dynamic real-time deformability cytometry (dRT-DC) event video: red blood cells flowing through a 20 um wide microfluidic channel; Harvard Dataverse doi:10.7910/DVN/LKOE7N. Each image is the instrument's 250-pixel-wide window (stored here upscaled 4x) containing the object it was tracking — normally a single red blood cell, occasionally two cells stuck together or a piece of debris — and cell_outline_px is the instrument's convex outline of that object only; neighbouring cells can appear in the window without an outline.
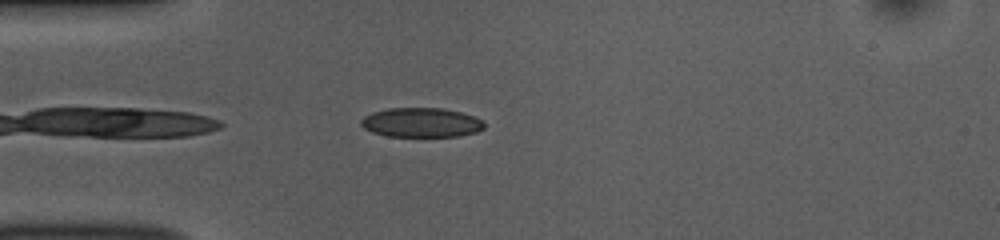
{"species": "common noctule bat (a hibernating species)", "species_latin": "Nyctalus noctula", "temperature_condition": "room temperature", "stored_images_in_passage": 38, "camera_frame_rate_fps": 3000, "um_per_image_px": 0.085, "animal": {"sex": "female", "body_mass_g": 10.0, "forearm_length_mm": 53.1}, "frame": {"image": 1, "passage_image": 3, "time_ms": 0.667, "image_size_px": [1000, 240], "cell_outline_px": [[484, 128], [476, 132], [456, 136], [388, 136], [372, 132], [364, 128], [360, 124], [360, 120], [364, 116], [372, 112], [388, 108], [440, 108], [460, 112], [476, 116], [484, 124]], "centroid_in_image_um": [35.78, 10.41], "position_along_channel_um": 49.2, "area_um2": 21.04}}
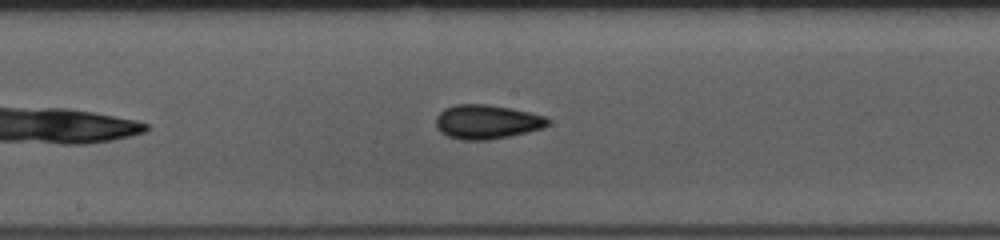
{"frame": {"image": 2, "passage_image": 16, "time_ms": 5.0, "image_size_px": [1000, 240], "cell_outline_px": [[548, 124], [544, 128], [528, 132], [488, 140], [464, 140], [448, 136], [440, 132], [436, 128], [436, 116], [444, 108], [456, 104], [484, 104], [512, 108], [544, 116], [548, 120]], "centroid_in_image_um": [41.35, 10.35], "position_along_channel_um": 206.9, "area_um2": 22.25}}
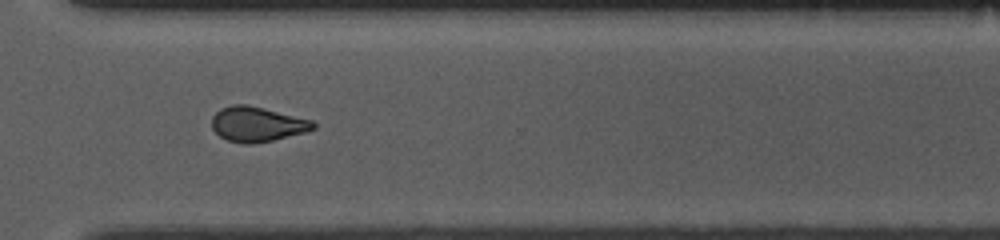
{"frame": {"image": 3, "passage_image": 27, "time_ms": 8.667, "image_size_px": [1000, 240], "cell_outline_px": [[316, 128], [304, 132], [272, 140], [252, 144], [244, 144], [228, 140], [220, 136], [212, 128], [212, 116], [220, 108], [232, 104], [248, 104], [312, 120], [316, 124]], "centroid_in_image_um": [21.84, 10.54], "position_along_channel_um": 348.8, "area_um2": 20.58}, "authors_computed_cell_mechanics": {"area_um2": 21.5883, "velocity_mm_per_s": 3.8874, "shape_relaxation_time_tau1_ms": 6.6652, "shape_relaxation_time_tau2_ms": 2.4491, "deformation_change_tau1": 0.1253, "deformation_change_tau2": 0.0747}}